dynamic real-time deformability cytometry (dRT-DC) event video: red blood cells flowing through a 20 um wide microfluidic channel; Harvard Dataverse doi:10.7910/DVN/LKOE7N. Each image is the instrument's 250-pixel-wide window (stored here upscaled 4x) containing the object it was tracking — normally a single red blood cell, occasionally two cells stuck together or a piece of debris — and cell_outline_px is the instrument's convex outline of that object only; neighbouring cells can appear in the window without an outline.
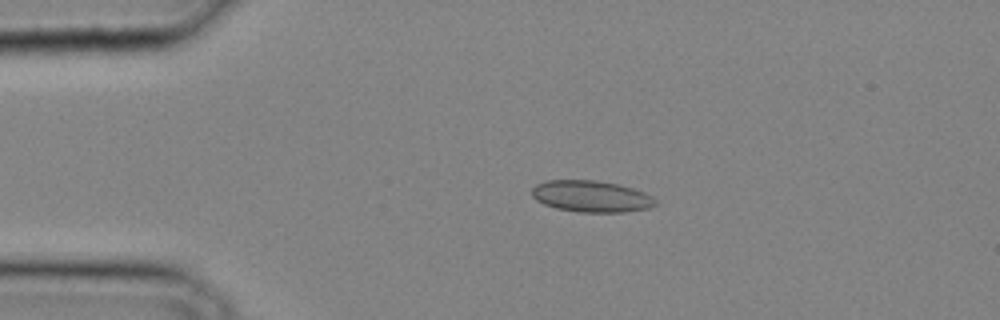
{"species": "common noctule bat (a hibernating species)", "species_latin": "Nyctalus noctula", "temperature_condition": "cold", "stored_images_in_passage": 28, "camera_frame_rate_fps": 3000, "um_per_image_px": 0.085, "animal": {"sex": "male", "body_mass_g": 20.4}, "frame": {"image": 1, "passage_image": 1, "time_ms": 0.0, "image_size_px": [1000, 320], "cell_outline_px": [[660, 204], [648, 208], [624, 212], [580, 212], [556, 208], [544, 204], [536, 200], [532, 196], [532, 188], [536, 184], [548, 180], [596, 180], [620, 184], [644, 192], [652, 196]], "centroid_in_image_um": [50.28, 16.68], "position_along_channel_um": 34.7, "area_um2": 22.83}}
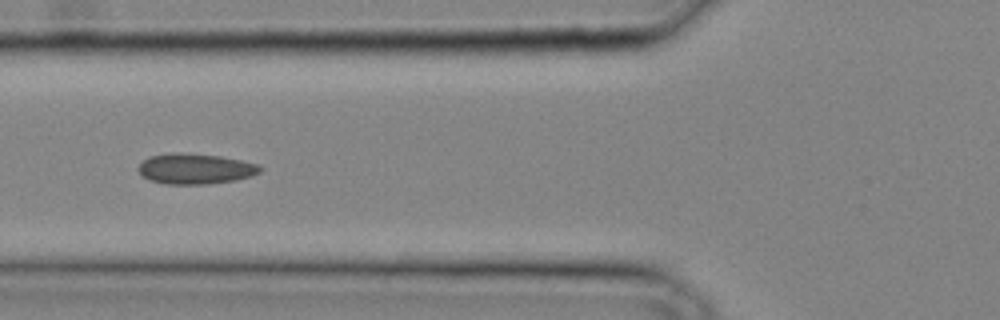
{"frame": {"image": 2, "passage_image": 7, "time_ms": 2.0, "image_size_px": [1000, 320], "cell_outline_px": [[264, 168], [260, 172], [252, 176], [236, 180], [204, 184], [168, 184], [152, 180], [144, 176], [136, 168], [144, 160], [152, 156], [172, 152], [184, 152], [220, 156], [260, 164]], "centroid_in_image_um": [16.65, 14.33], "position_along_channel_um": 109.1, "area_um2": 21.62}}
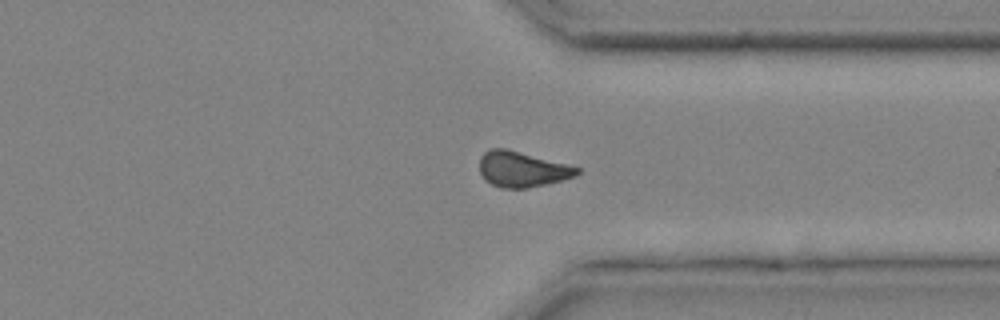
{"frame": {"image": 3, "passage_image": 21, "time_ms": 6.667, "image_size_px": [1000, 320], "cell_outline_px": [[580, 172], [576, 176], [544, 184], [524, 188], [500, 188], [484, 180], [480, 172], [480, 156], [488, 148], [508, 148], [568, 164], [580, 168]], "centroid_in_image_um": [44.35, 14.36], "position_along_channel_um": 367.0, "area_um2": 20.29}}